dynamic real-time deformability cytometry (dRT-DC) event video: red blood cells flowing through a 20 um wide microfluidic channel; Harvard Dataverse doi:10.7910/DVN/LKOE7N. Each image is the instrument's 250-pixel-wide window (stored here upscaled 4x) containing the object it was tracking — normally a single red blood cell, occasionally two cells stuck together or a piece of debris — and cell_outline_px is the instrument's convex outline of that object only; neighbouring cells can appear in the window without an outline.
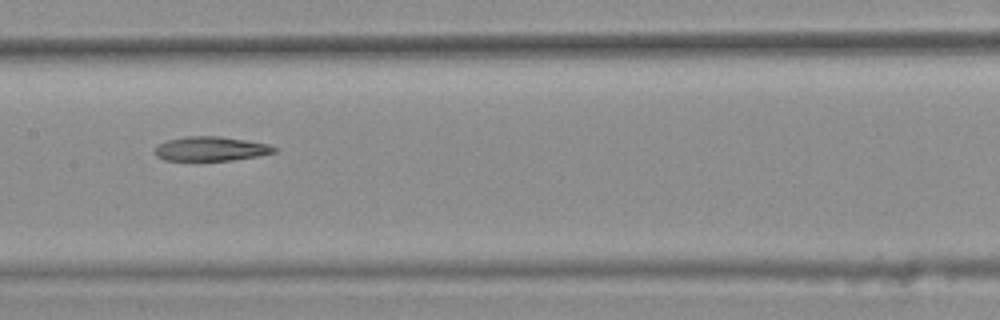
{"species": "common noctule bat (a hibernating species)", "species_latin": "Nyctalus noctula", "temperature_condition": "warm", "stored_images_in_passage": 9, "segment_of_instrument_passage": [2, 2], "camera_frame_rate_fps": 3000, "um_per_image_px": 0.085, "animal": {"sex": "female", "body_mass_g": 25.1}, "frame": {"image": 1, "passage_image": 8, "time_ms": 2.333, "image_size_px": [1000, 320], "cell_outline_px": [[280, 148], [276, 152], [260, 156], [232, 160], [164, 160], [156, 156], [152, 152], [160, 144], [168, 140], [184, 136], [220, 136], [268, 144]], "centroid_in_image_um": [17.95, 12.65], "position_along_channel_um": 189.4, "area_um2": 16.99}}
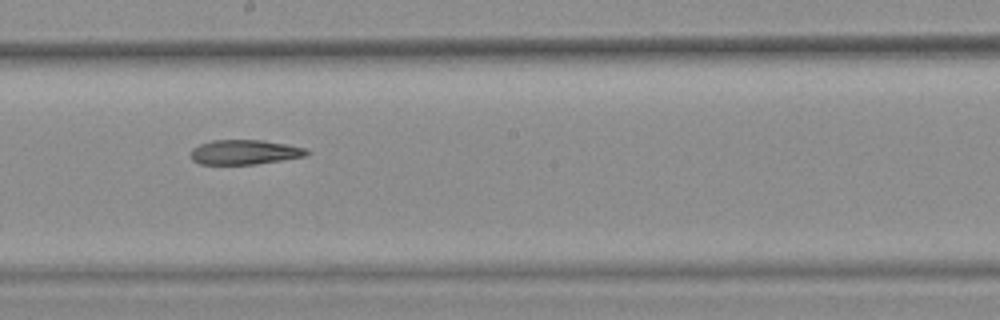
{"frame": {"image": 2, "passage_image": 9, "time_ms": 2.667, "image_size_px": [1000, 320], "cell_outline_px": [[312, 152], [308, 156], [256, 164], [200, 164], [192, 160], [192, 148], [200, 144], [212, 140], [264, 140], [288, 144], [308, 148]], "centroid_in_image_um": [20.88, 12.93], "position_along_channel_um": 227.3, "area_um2": 16.88}}